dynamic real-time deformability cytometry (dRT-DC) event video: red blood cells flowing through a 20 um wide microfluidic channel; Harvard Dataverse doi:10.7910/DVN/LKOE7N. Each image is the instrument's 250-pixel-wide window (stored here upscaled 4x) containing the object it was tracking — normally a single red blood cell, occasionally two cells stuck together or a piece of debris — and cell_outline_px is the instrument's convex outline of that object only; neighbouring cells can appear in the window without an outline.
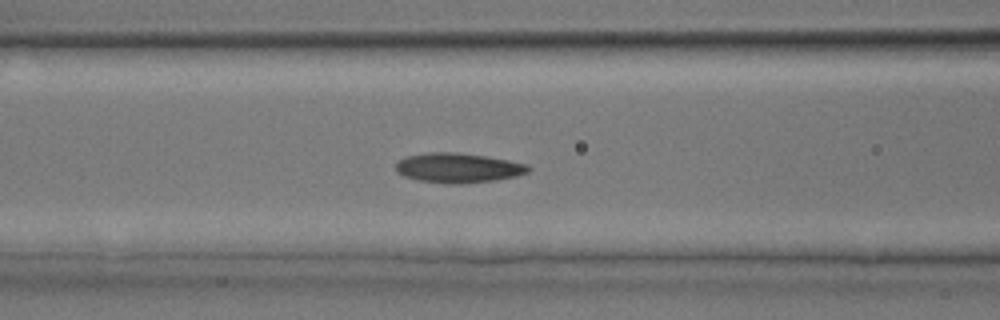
{"species": "common noctule bat (a hibernating species)", "species_latin": "Nyctalus noctula", "temperature_condition": "room temperature", "stored_images_in_passage": 31, "camera_frame_rate_fps": 3000, "um_per_image_px": 0.085, "animal": {"sex": "male", "body_mass_g": 17.9, "forearm_length_mm": 54.2}, "frame": {"image": 1, "passage_image": 14, "time_ms": 4.333, "image_size_px": [1000, 320], "cell_outline_px": [[532, 168], [528, 172], [516, 176], [496, 180], [460, 184], [448, 184], [420, 180], [404, 176], [396, 172], [396, 164], [404, 156], [424, 152], [456, 152], [484, 156], [508, 160], [528, 164]], "centroid_in_image_um": [38.94, 14.26], "position_along_channel_um": 127.7, "area_um2": 23.06}}
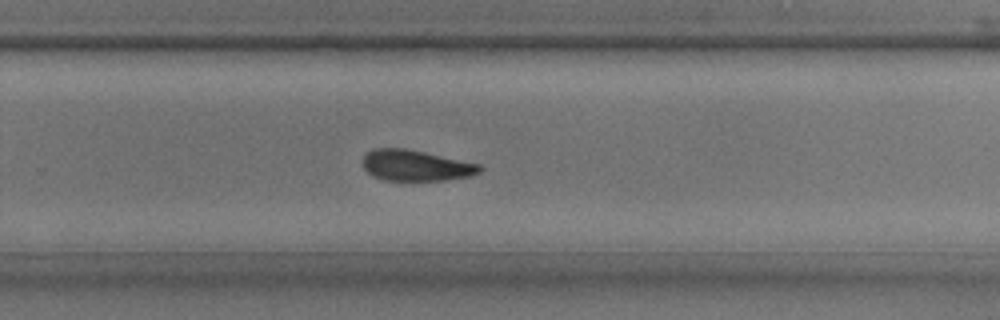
{"frame": {"image": 2, "passage_image": 22, "time_ms": 7.0, "image_size_px": [1000, 320], "cell_outline_px": [[484, 168], [480, 172], [468, 176], [444, 180], [384, 180], [372, 176], [360, 164], [364, 156], [372, 148], [404, 148], [424, 152], [480, 164]], "centroid_in_image_um": [35.3, 14.06], "position_along_channel_um": 294.5, "area_um2": 21.04}}
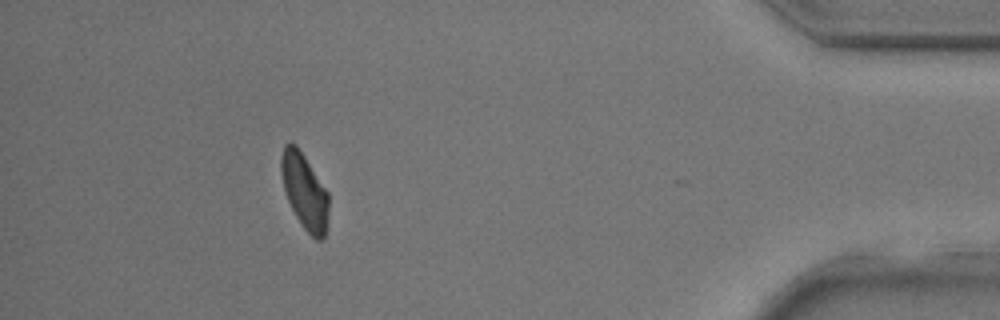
{"frame": {"image": 3, "passage_image": 30, "time_ms": 9.667, "image_size_px": [1000, 320], "cell_outline_px": [[328, 228], [324, 240], [316, 240], [300, 224], [288, 200], [284, 188], [280, 172], [280, 156], [284, 144], [292, 140], [296, 144], [328, 192]], "centroid_in_image_um": [25.88, 16.26], "position_along_channel_um": 409.3, "area_um2": 21.15}}